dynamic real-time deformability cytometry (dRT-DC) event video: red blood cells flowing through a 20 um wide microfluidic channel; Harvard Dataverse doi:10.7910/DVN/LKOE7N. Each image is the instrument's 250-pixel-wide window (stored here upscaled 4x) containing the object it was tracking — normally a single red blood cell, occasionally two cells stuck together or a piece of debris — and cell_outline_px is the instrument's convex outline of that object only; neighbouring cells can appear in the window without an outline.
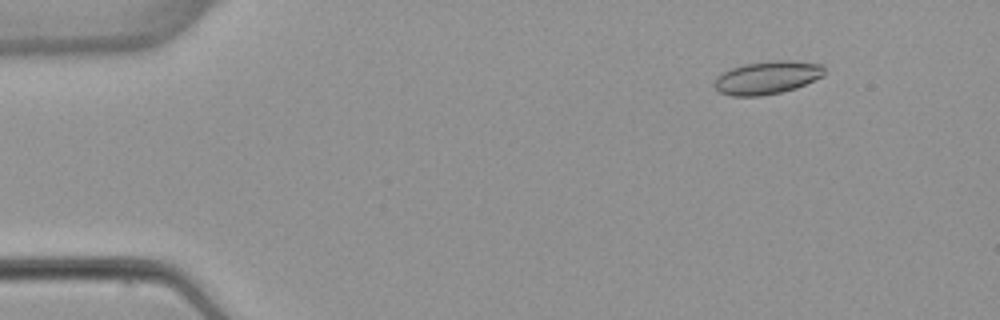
{"species": "common noctule bat (a hibernating species)", "species_latin": "Nyctalus noctula", "temperature_condition": "warm", "stored_images_in_passage": 7, "camera_frame_rate_fps": 3000, "um_per_image_px": 0.085, "animal": {"sex": "female", "body_mass_g": 22.7, "forearm_length_mm": 54.2}, "frame": {"image": 1, "passage_image": 2, "time_ms": 1.333, "image_size_px": [1000, 320], "cell_outline_px": [[824, 76], [796, 88], [780, 92], [760, 96], [732, 96], [720, 92], [712, 84], [716, 76], [720, 72], [744, 64], [772, 60], [792, 60], [824, 64]], "centroid_in_image_um": [65.2, 6.58], "position_along_channel_um": 19.8, "area_um2": 21.44}}
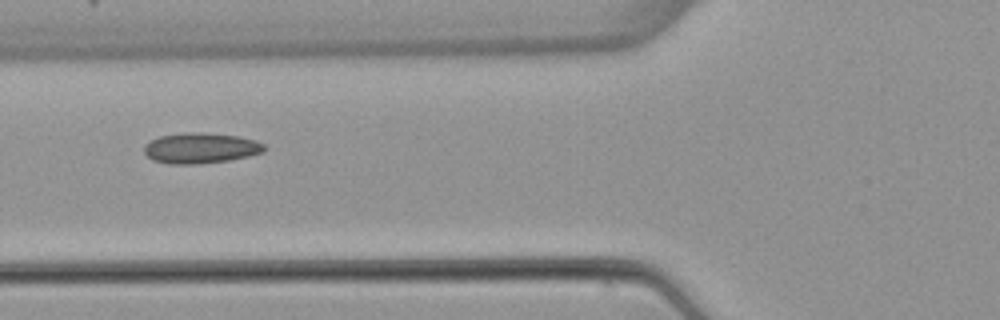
{"frame": {"image": 2, "passage_image": 6, "time_ms": 6.0, "image_size_px": [1000, 320], "cell_outline_px": [[264, 152], [248, 156], [228, 160], [200, 164], [168, 164], [152, 160], [144, 152], [144, 144], [160, 136], [184, 132], [200, 132], [240, 136], [256, 140], [264, 144]], "centroid_in_image_um": [17.04, 12.58], "position_along_channel_um": 108.8, "area_um2": 21.5}}
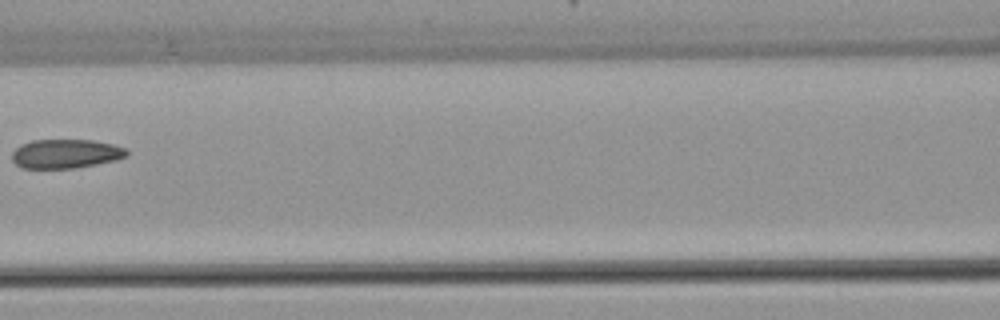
{"frame": {"image": 3, "passage_image": 7, "time_ms": 7.333, "image_size_px": [1000, 320], "cell_outline_px": [[128, 156], [116, 160], [76, 168], [24, 168], [16, 164], [12, 160], [12, 152], [20, 144], [32, 140], [92, 140], [112, 144], [124, 148], [128, 152]], "centroid_in_image_um": [5.57, 13.07], "position_along_channel_um": 161.0, "area_um2": 19.42}}